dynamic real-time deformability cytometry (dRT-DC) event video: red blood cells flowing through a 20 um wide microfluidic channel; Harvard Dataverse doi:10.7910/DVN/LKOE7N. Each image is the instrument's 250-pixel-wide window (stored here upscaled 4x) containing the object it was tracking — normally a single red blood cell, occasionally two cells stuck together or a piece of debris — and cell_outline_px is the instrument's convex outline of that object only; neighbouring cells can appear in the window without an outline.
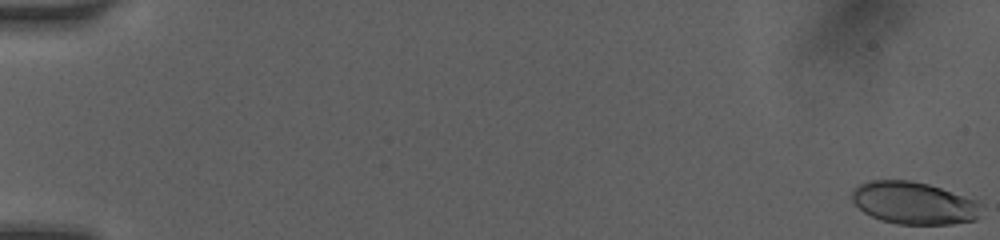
{"species": "human", "species_latin": "Homo sapiens", "temperature_condition": "room temperature", "stored_images_in_passage": 20, "camera_frame_rate_fps": 3000, "um_per_image_px": 0.085, "donor": {"sex": "female"}, "frame": {"image": 1, "passage_image": 1, "time_ms": 0.0, "image_size_px": [1000, 240], "cell_outline_px": [[980, 204], [976, 220], [952, 224], [900, 224], [880, 220], [864, 212], [852, 200], [852, 188], [868, 180], [908, 180], [928, 184], [976, 200]], "centroid_in_image_um": [77.64, 17.25], "position_along_channel_um": 7.4, "area_um2": 31.67}}
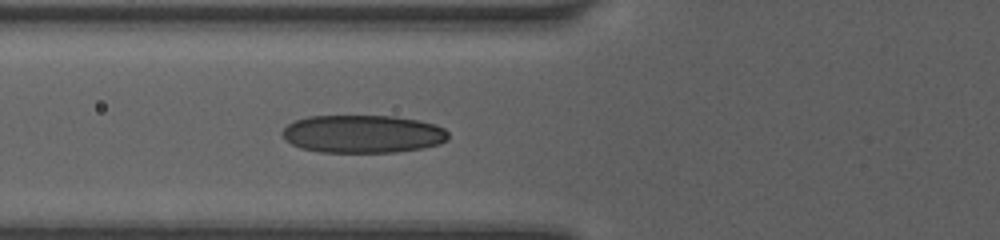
{"frame": {"image": 2, "passage_image": 13, "time_ms": 6.667, "image_size_px": [1000, 240], "cell_outline_px": [[448, 140], [440, 144], [424, 148], [396, 152], [320, 152], [300, 148], [284, 140], [280, 132], [288, 124], [296, 120], [308, 116], [396, 116], [420, 120], [436, 124], [444, 128], [448, 132]], "centroid_in_image_um": [30.85, 11.38], "position_along_channel_um": 94.9, "area_um2": 37.11}}
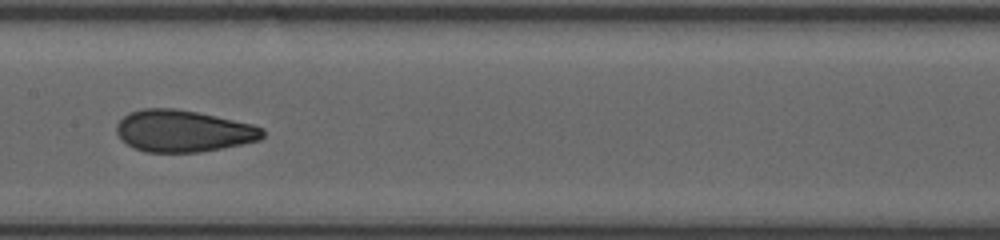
{"frame": {"image": 3, "passage_image": 18, "time_ms": 9.0, "image_size_px": [1000, 240], "cell_outline_px": [[264, 136], [260, 140], [200, 152], [144, 152], [132, 148], [120, 140], [116, 132], [116, 124], [128, 112], [144, 108], [176, 108], [216, 116], [252, 124], [264, 128]], "centroid_in_image_um": [15.53, 11.13], "position_along_channel_um": 191.9, "area_um2": 35.78}}